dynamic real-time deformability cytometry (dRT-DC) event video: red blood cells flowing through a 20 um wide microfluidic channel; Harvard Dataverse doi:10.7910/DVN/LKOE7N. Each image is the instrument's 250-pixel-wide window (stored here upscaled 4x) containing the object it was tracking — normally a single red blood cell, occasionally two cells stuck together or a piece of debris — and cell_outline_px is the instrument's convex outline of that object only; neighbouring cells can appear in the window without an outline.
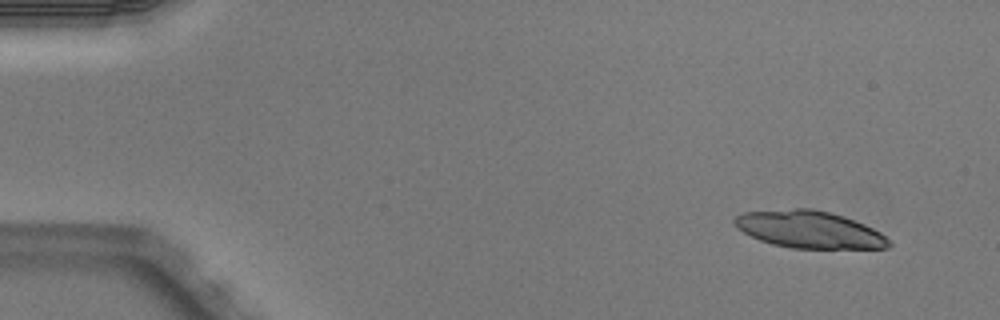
{"species": "Egyptian fruit bat (a non-hibernating species)", "species_latin": "Rousettus aegyptiacus", "temperature_condition": "warm", "stored_images_in_passage": 4, "camera_frame_rate_fps": 3000, "um_per_image_px": 0.085, "animal": {"sex": "male"}, "frame": {"image": 1, "passage_image": 1, "time_ms": 0.0, "image_size_px": [1000, 320], "cell_outline_px": [[892, 244], [888, 248], [792, 248], [772, 244], [760, 240], [736, 228], [732, 220], [736, 216], [744, 212], [796, 208], [812, 208], [832, 212], [844, 216], [864, 224], [880, 232]], "centroid_in_image_um": [68.77, 19.5], "position_along_channel_um": 16.2, "area_um2": 33.41}}